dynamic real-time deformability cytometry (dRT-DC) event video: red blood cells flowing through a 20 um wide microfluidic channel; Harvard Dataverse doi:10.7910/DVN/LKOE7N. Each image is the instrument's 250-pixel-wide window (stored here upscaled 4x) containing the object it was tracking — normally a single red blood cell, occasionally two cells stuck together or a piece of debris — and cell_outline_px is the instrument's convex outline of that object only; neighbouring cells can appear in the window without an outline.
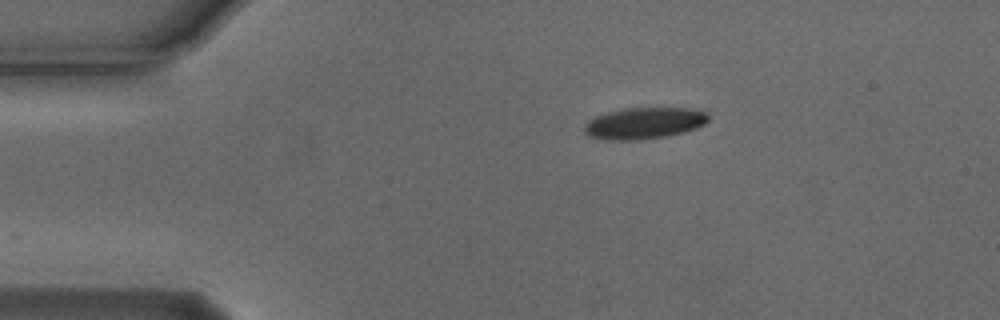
{"species": "Egyptian fruit bat (a non-hibernating species)", "species_latin": "Rousettus aegyptiacus", "temperature_condition": "cold", "stored_images_in_passage": 46, "camera_frame_rate_fps": 3000, "um_per_image_px": 0.085, "animal": {"sex": "male"}, "frame": {"image": 1, "passage_image": 1, "time_ms": 0.0, "image_size_px": [1000, 320], "cell_outline_px": [[708, 120], [704, 124], [696, 128], [684, 132], [664, 136], [640, 140], [608, 140], [588, 136], [584, 132], [584, 124], [588, 120], [596, 116], [608, 112], [624, 108], [688, 108], [708, 112]], "centroid_in_image_um": [54.74, 10.47], "position_along_channel_um": 30.3, "area_um2": 22.77}}
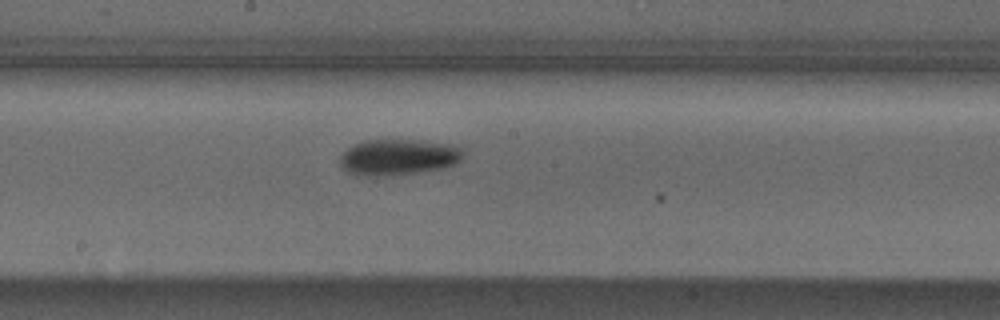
{"frame": {"image": 2, "passage_image": 20, "time_ms": 6.333, "image_size_px": [1000, 320], "cell_outline_px": [[464, 156], [460, 160], [452, 164], [440, 168], [416, 172], [376, 176], [368, 176], [348, 172], [340, 164], [340, 156], [352, 144], [364, 140], [412, 140], [456, 144], [464, 152]], "centroid_in_image_um": [33.85, 13.33], "position_along_channel_um": 214.4, "area_um2": 25.55}}
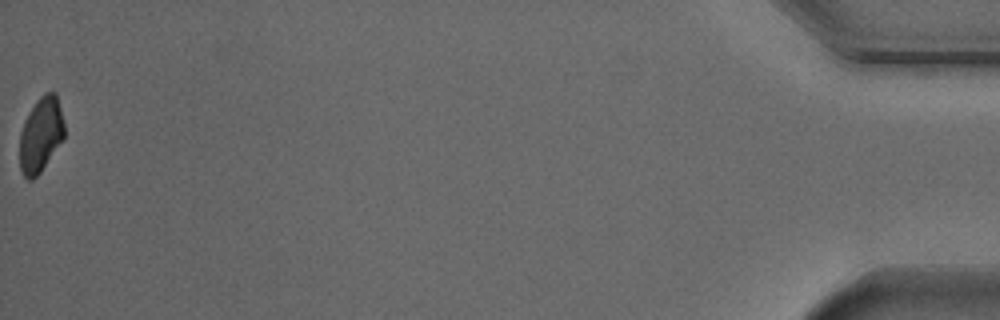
{"frame": {"image": 3, "passage_image": 46, "time_ms": 15.0, "image_size_px": [1000, 320], "cell_outline_px": [[64, 140], [40, 172], [32, 180], [28, 180], [24, 176], [20, 168], [20, 132], [24, 120], [28, 112], [36, 100], [44, 92], [56, 92], [64, 124]], "centroid_in_image_um": [3.47, 11.44], "position_along_channel_um": 431.7, "area_um2": 19.65}, "authors_computed_cell_mechanics": {"area_um2": 23.2934, "velocity_mm_per_s": 3.7197, "shape_relaxation_time_tau1_ms": 2.0593, "shape_relaxation_time_tau2_ms": null, "deformation_change_tau1": 0.0733, "deformation_change_tau2": null}}